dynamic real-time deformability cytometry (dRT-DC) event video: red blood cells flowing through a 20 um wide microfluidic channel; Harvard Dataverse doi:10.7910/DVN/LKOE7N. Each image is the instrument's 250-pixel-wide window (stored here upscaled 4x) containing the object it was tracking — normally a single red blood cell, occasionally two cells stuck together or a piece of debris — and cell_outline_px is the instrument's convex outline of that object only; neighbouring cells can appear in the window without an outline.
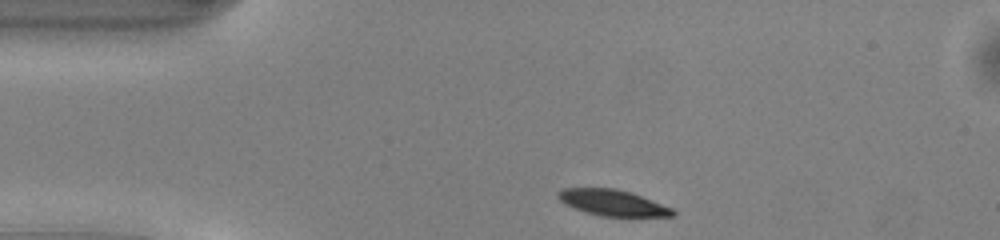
{"species": "common noctule bat (a hibernating species)", "species_latin": "Nyctalus noctula", "temperature_condition": "warm", "stored_images_in_passage": 41, "camera_frame_rate_fps": 3000, "um_per_image_px": 0.085, "animal": {"sex": "male", "body_mass_g": 13.0, "forearm_length_mm": 53.1}, "frame": {"image": 1, "passage_image": 1, "time_ms": 0.0, "image_size_px": [1000, 240], "cell_outline_px": [[676, 216], [632, 220], [600, 216], [584, 212], [564, 204], [556, 196], [556, 192], [560, 188], [616, 188], [640, 196], [672, 208], [676, 212]], "centroid_in_image_um": [52.13, 17.3], "position_along_channel_um": 32.9, "area_um2": 18.44}}
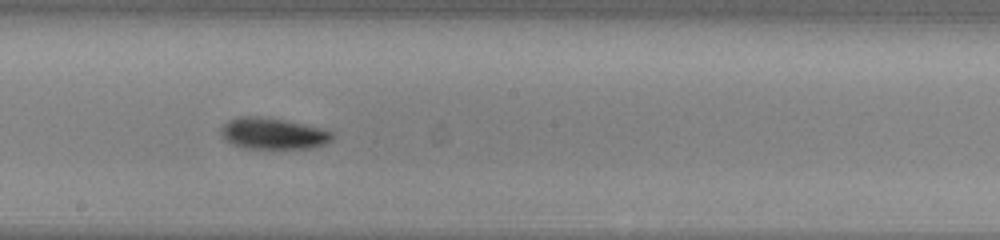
{"frame": {"image": 2, "passage_image": 18, "time_ms": 5.667, "image_size_px": [1000, 240], "cell_outline_px": [[336, 136], [332, 140], [324, 144], [312, 148], [244, 148], [232, 144], [224, 140], [220, 136], [220, 128], [228, 120], [240, 116], [256, 116], [284, 120], [320, 128], [332, 132]], "centroid_in_image_um": [23.17, 11.35], "position_along_channel_um": 225.0, "area_um2": 20.35}}
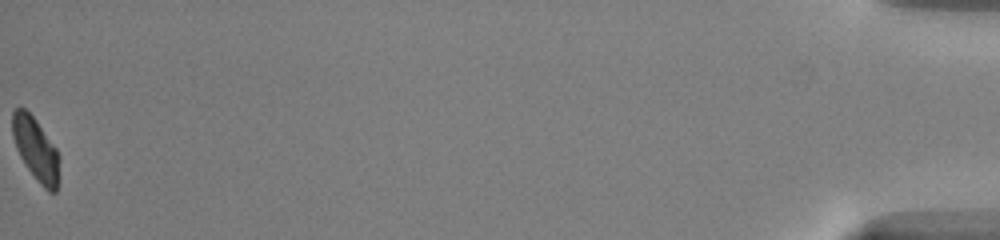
{"frame": {"image": 3, "passage_image": 41, "time_ms": 13.333, "image_size_px": [1000, 240], "cell_outline_px": [[60, 160], [56, 192], [48, 192], [40, 184], [28, 168], [20, 156], [16, 148], [12, 136], [12, 112], [16, 108], [24, 108], [36, 120], [56, 148], [60, 156]], "centroid_in_image_um": [3.05, 12.68], "position_along_channel_um": 432.2, "area_um2": 17.11}, "authors_computed_cell_mechanics": {"area_um2": 19.1318, "velocity_mm_per_s": 4.1221, "shape_relaxation_time_tau1_ms": 1.9297, "shape_relaxation_time_tau2_ms": null, "deformation_change_tau1": 0.0955, "deformation_change_tau2": null}}